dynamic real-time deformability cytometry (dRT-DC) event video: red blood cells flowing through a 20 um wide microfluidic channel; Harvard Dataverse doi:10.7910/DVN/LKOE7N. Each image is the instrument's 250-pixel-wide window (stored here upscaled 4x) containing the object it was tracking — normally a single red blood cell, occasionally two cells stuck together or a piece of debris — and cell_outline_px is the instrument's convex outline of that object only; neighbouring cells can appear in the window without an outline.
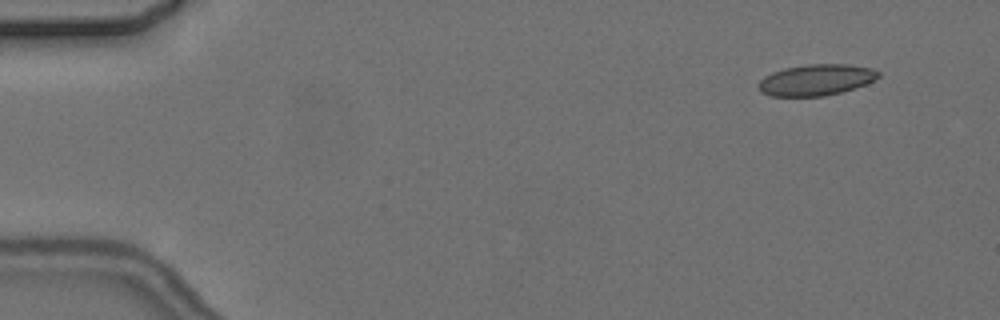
{"species": "common noctule bat (a hibernating species)", "species_latin": "Nyctalus noctula", "temperature_condition": "cold", "stored_images_in_passage": 8, "camera_frame_rate_fps": 3000, "um_per_image_px": 0.085, "animal": {"sex": "female", "body_mass_g": 24.6, "forearm_length_mm": 56.2}, "frame": {"image": 1, "passage_image": 2, "time_ms": 1.0, "image_size_px": [1000, 320], "cell_outline_px": [[880, 76], [864, 84], [840, 92], [824, 96], [772, 96], [760, 92], [756, 84], [764, 76], [772, 72], [784, 68], [808, 64], [848, 64], [872, 68], [880, 72]], "centroid_in_image_um": [69.32, 6.78], "position_along_channel_um": 15.7, "area_um2": 21.73}}
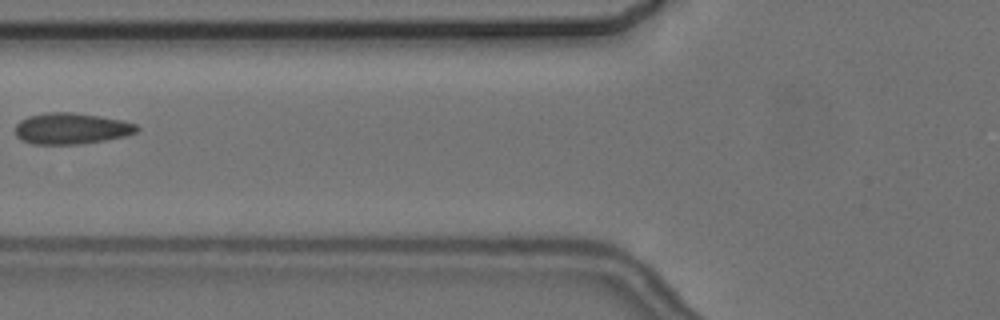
{"frame": {"image": 2, "passage_image": 7, "time_ms": 7.0, "image_size_px": [1000, 320], "cell_outline_px": [[140, 128], [136, 132], [128, 136], [104, 140], [76, 144], [32, 144], [20, 140], [16, 136], [16, 124], [20, 120], [28, 116], [48, 112], [72, 112], [124, 120], [136, 124]], "centroid_in_image_um": [6.06, 10.92], "position_along_channel_um": 119.7, "area_um2": 22.2}}
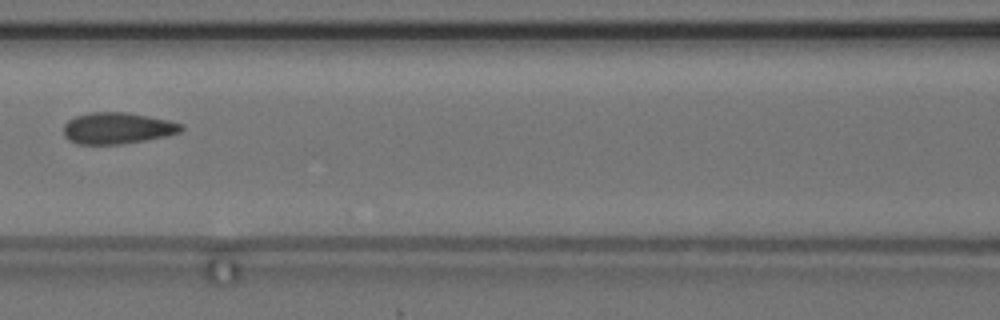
{"frame": {"image": 3, "passage_image": 8, "time_ms": 8.0, "image_size_px": [1000, 320], "cell_outline_px": [[184, 128], [180, 132], [168, 136], [120, 144], [76, 144], [68, 140], [64, 136], [64, 124], [68, 120], [76, 116], [92, 112], [124, 112], [168, 120], [184, 124]], "centroid_in_image_um": [9.97, 10.9], "position_along_channel_um": 156.6, "area_um2": 21.5}}